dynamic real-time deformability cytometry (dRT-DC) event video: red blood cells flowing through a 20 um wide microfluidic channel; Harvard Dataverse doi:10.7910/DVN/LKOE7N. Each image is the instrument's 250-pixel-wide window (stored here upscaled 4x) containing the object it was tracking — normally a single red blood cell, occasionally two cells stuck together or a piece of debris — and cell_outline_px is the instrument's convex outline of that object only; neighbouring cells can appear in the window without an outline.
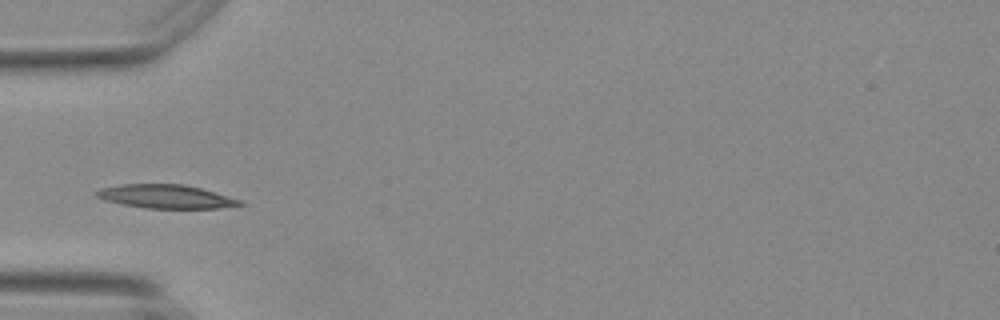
{"species": "Egyptian fruit bat (a non-hibernating species)", "species_latin": "Rousettus aegyptiacus", "temperature_condition": "warm", "stored_images_in_passage": 38, "camera_frame_rate_fps": 3000, "um_per_image_px": 0.085, "animal": {"sex": "female"}, "frame": {"image": 1, "passage_image": 1, "time_ms": 0.0, "image_size_px": [1000, 320], "cell_outline_px": [[244, 204], [220, 208], [144, 208], [104, 200], [96, 196], [92, 192], [100, 188], [120, 184], [184, 184], [200, 188], [228, 196], [240, 200]], "centroid_in_image_um": [14.04, 16.69], "position_along_channel_um": 71.0, "area_um2": 19.65}}
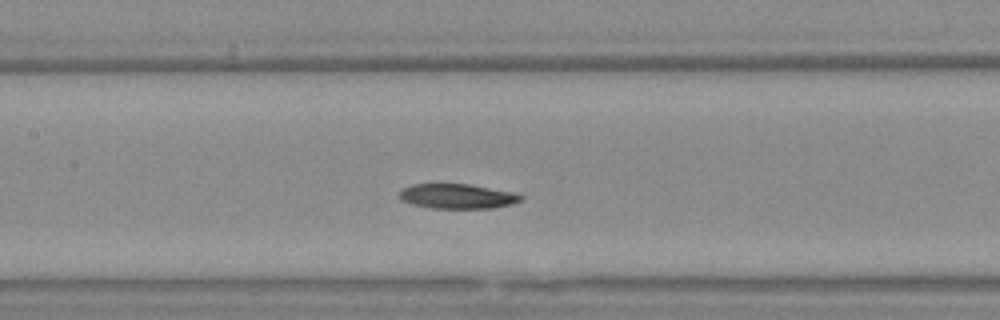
{"frame": {"image": 2, "passage_image": 9, "time_ms": 2.667, "image_size_px": [1000, 320], "cell_outline_px": [[524, 200], [512, 204], [492, 208], [432, 208], [412, 204], [400, 200], [400, 192], [404, 188], [412, 184], [468, 184], [512, 192], [524, 196]], "centroid_in_image_um": [38.9, 16.69], "position_along_channel_um": 168.5, "area_um2": 17.46}}
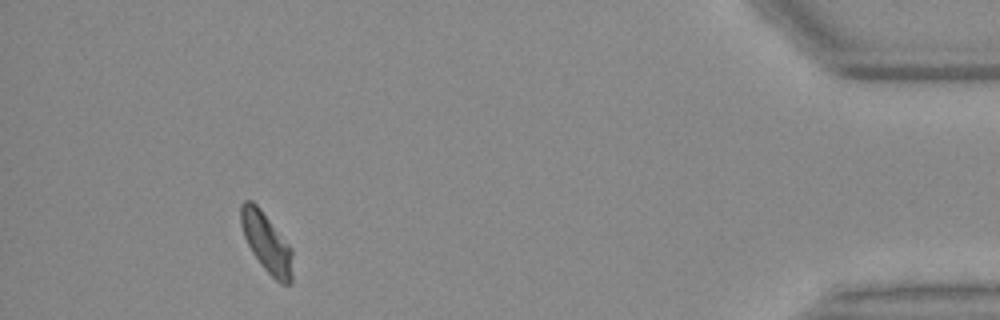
{"frame": {"image": 3, "passage_image": 34, "time_ms": 11.0, "image_size_px": [1000, 320], "cell_outline_px": [[292, 284], [280, 284], [264, 268], [252, 252], [244, 236], [240, 224], [240, 204], [244, 200], [252, 200], [260, 208], [292, 248]], "centroid_in_image_um": [22.65, 20.61], "position_along_channel_um": 412.5, "area_um2": 17.92}}